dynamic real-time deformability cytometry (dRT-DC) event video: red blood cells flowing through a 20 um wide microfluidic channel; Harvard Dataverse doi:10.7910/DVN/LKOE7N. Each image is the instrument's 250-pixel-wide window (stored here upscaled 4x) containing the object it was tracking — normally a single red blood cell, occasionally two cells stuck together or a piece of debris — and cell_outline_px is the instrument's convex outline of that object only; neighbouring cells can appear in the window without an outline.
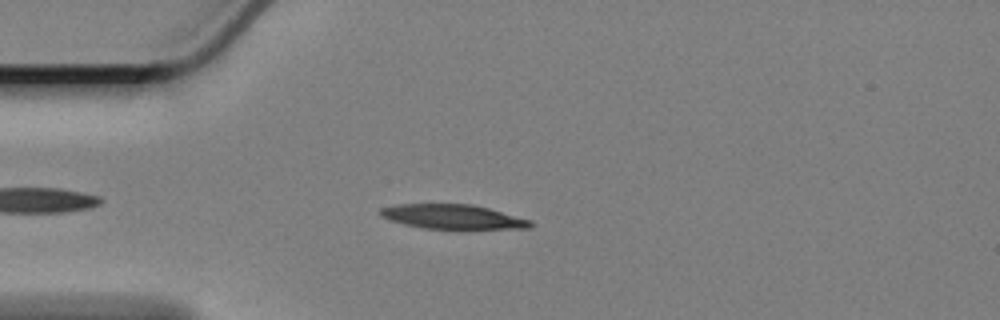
{"species": "Egyptian fruit bat (a non-hibernating species)", "species_latin": "Rousettus aegyptiacus", "temperature_condition": "cold", "stored_images_in_passage": 43, "camera_frame_rate_fps": 3000, "um_per_image_px": 0.085, "animal": {"sex": "female"}, "frame": {"image": 1, "passage_image": 2, "time_ms": 0.333, "image_size_px": [1000, 320], "cell_outline_px": [[532, 224], [528, 228], [424, 228], [404, 224], [380, 216], [380, 208], [396, 204], [472, 204], [488, 208], [532, 220]], "centroid_in_image_um": [38.46, 18.4], "position_along_channel_um": 46.5, "area_um2": 20.98}}
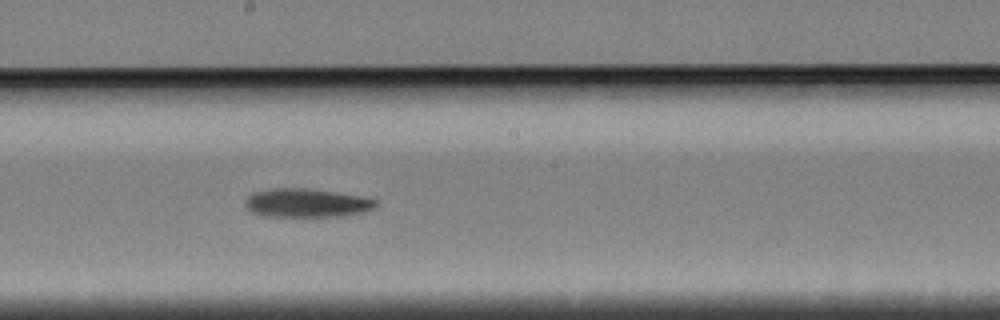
{"frame": {"image": 2, "passage_image": 19, "time_ms": 6.0, "image_size_px": [1000, 320], "cell_outline_px": [[380, 204], [376, 208], [364, 212], [344, 216], [264, 216], [252, 212], [244, 204], [244, 200], [252, 192], [272, 188], [304, 188], [336, 192], [364, 196], [380, 200]], "centroid_in_image_um": [26.13, 17.24], "position_along_channel_um": 222.1, "area_um2": 22.2}}
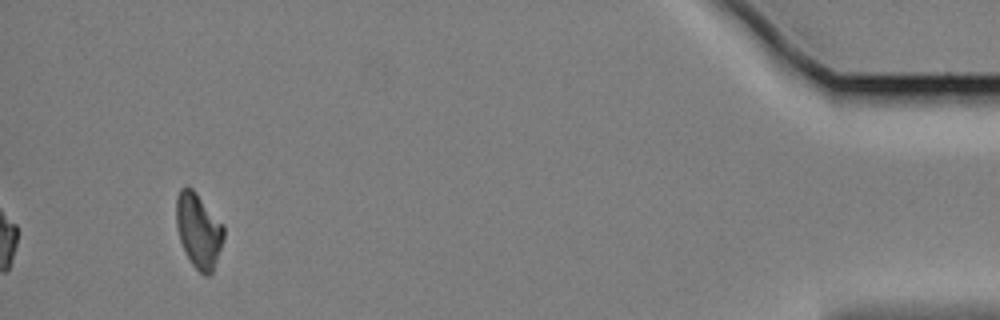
{"frame": {"image": 3, "passage_image": 43, "time_ms": 14.0, "image_size_px": [1000, 320], "cell_outline_px": [[224, 236], [212, 272], [208, 276], [204, 276], [192, 264], [180, 240], [176, 228], [176, 196], [180, 188], [188, 184], [196, 192], [224, 224]], "centroid_in_image_um": [16.86, 19.53], "position_along_channel_um": 418.3, "area_um2": 20.69}, "authors_computed_cell_mechanics": {"area_um2": 21.6172, "velocity_mm_per_s": 3.3436, "shape_relaxation_time_tau1_ms": 9.6048, "shape_relaxation_time_tau2_ms": null, "deformation_change_tau1": 0.1881, "deformation_change_tau2": null}}